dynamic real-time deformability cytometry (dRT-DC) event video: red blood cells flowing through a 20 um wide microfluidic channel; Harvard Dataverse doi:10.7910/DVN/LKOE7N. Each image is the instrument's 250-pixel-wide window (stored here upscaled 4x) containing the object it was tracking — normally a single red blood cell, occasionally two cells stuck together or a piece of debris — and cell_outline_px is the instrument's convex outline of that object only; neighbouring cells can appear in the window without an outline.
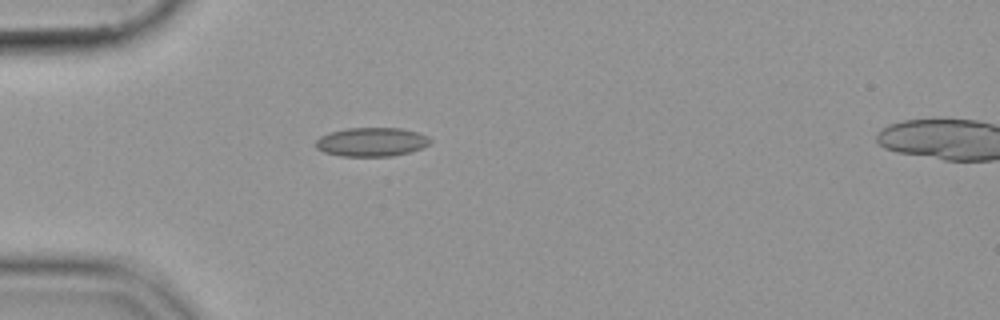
{"species": "common noctule bat (a hibernating species)", "species_latin": "Nyctalus noctula", "temperature_condition": "cold", "stored_images_in_passage": 40, "camera_frame_rate_fps": 3000, "um_per_image_px": 0.085, "animal": {"sex": "female", "body_mass_g": 19.9}, "frame": {"image": 1, "passage_image": 1, "time_ms": 0.0, "image_size_px": [1000, 320], "cell_outline_px": [[432, 140], [428, 144], [420, 148], [408, 152], [392, 156], [340, 156], [324, 152], [316, 148], [316, 140], [320, 136], [328, 132], [348, 128], [400, 128], [416, 132], [428, 136]], "centroid_in_image_um": [31.55, 12.06], "position_along_channel_um": 53.5, "area_um2": 19.19}}
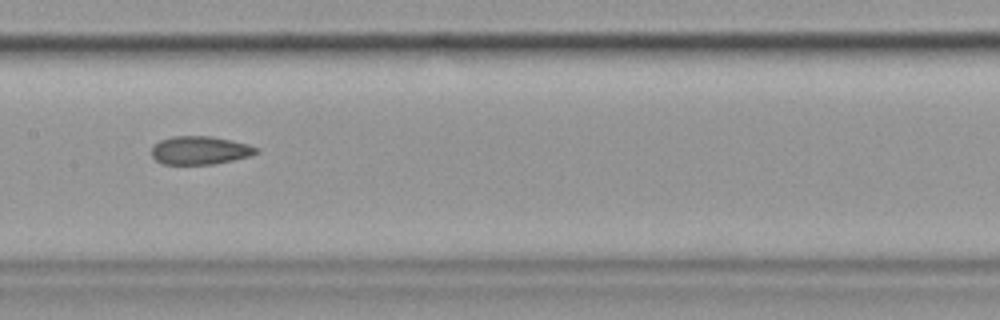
{"frame": {"image": 2, "passage_image": 13, "time_ms": 4.0, "image_size_px": [1000, 320], "cell_outline_px": [[260, 152], [248, 156], [216, 164], [164, 164], [156, 160], [152, 156], [152, 148], [160, 140], [172, 136], [208, 136], [248, 144], [260, 148]], "centroid_in_image_um": [17.01, 12.78], "position_along_channel_um": 190.4, "area_um2": 17.11}}
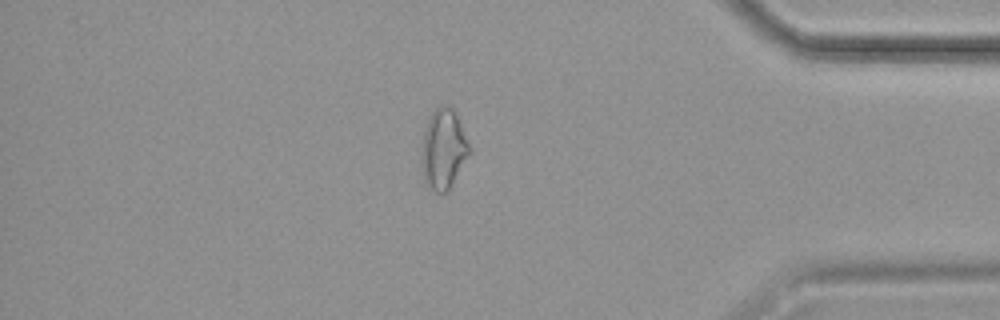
{"frame": {"image": 3, "passage_image": 32, "time_ms": 10.333, "image_size_px": [1000, 320], "cell_outline_px": [[472, 148], [452, 184], [444, 192], [436, 192], [424, 180], [420, 152], [424, 132], [428, 120], [432, 112], [440, 104], [448, 104], [452, 108]], "centroid_in_image_um": [37.68, 12.63], "position_along_channel_um": 397.5, "area_um2": 21.96}}